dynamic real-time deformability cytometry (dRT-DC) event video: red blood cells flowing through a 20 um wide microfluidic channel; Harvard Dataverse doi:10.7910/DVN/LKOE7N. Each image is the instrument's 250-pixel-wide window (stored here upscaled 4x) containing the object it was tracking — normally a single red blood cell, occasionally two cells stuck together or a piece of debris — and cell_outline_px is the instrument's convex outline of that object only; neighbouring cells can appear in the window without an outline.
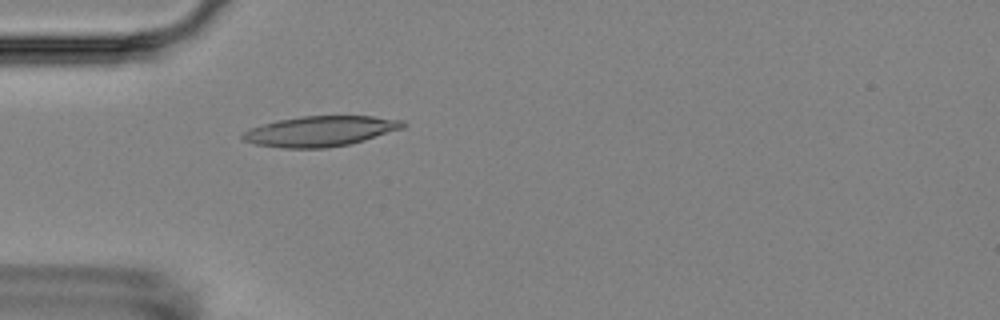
{"species": "Egyptian fruit bat (a non-hibernating species)", "species_latin": "Rousettus aegyptiacus", "temperature_condition": "room temperature", "stored_images_in_passage": 4, "camera_frame_rate_fps": 3000, "um_per_image_px": 0.085, "animal": {"sex": "female"}, "frame": {"image": 1, "passage_image": 4, "time_ms": 4.333, "image_size_px": [1000, 320], "cell_outline_px": [[408, 124], [404, 128], [364, 140], [348, 144], [328, 148], [284, 148], [256, 144], [244, 140], [240, 136], [244, 132], [252, 128], [276, 120], [300, 116], [372, 116], [404, 120]], "centroid_in_image_um": [27.27, 11.14], "position_along_channel_um": 57.7, "area_um2": 28.26}}